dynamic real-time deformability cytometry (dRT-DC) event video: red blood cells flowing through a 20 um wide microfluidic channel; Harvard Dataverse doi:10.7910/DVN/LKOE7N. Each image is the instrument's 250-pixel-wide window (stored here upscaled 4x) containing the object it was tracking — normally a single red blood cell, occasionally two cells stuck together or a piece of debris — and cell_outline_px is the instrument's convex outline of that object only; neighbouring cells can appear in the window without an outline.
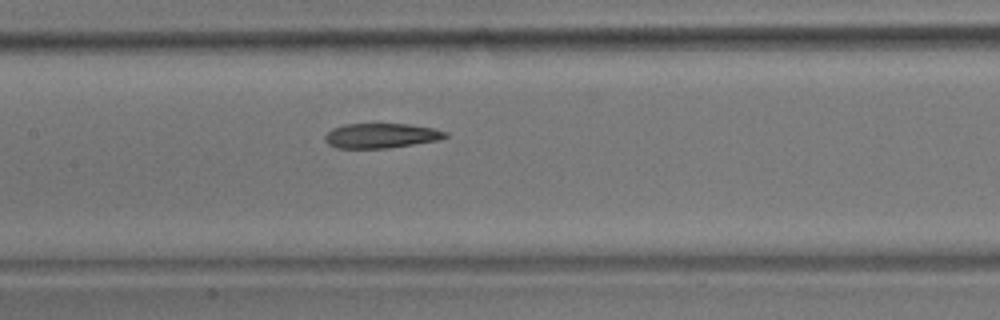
{"species": "common noctule bat (a hibernating species)", "species_latin": "Nyctalus noctula", "temperature_condition": "room temperature", "stored_images_in_passage": 7, "camera_frame_rate_fps": 3000, "um_per_image_px": 0.085, "animal": {"sex": "male", "body_mass_g": 17.9}, "frame": {"image": 1, "passage_image": 7, "time_ms": 2.0, "image_size_px": [1000, 320], "cell_outline_px": [[448, 136], [440, 140], [388, 148], [336, 148], [328, 144], [324, 140], [324, 136], [332, 128], [344, 124], [412, 124], [432, 128], [448, 132]], "centroid_in_image_um": [32.39, 11.53], "position_along_channel_um": 175.0, "area_um2": 17.51}}